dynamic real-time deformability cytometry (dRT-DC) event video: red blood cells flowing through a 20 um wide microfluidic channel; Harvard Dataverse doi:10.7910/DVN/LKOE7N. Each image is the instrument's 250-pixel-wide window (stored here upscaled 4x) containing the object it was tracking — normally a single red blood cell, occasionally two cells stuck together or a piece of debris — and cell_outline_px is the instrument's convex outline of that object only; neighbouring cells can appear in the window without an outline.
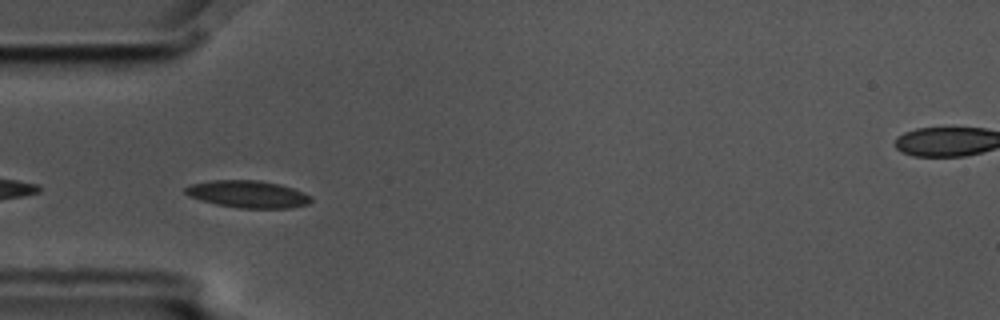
{"species": "common noctule bat (a hibernating species)", "species_latin": "Nyctalus noctula", "temperature_condition": "cold", "stored_images_in_passage": 7, "camera_frame_rate_fps": 3000, "um_per_image_px": 0.085, "animal": {"sex": "male", "body_mass_g": 17.5, "forearm_length_mm": 52.3}, "frame": {"image": 1, "passage_image": 6, "time_ms": 1.667, "image_size_px": [1000, 320], "cell_outline_px": [[312, 200], [308, 204], [292, 208], [240, 208], [216, 204], [188, 196], [184, 192], [184, 188], [192, 184], [212, 180], [256, 180], [280, 184], [304, 192], [312, 196]], "centroid_in_image_um": [21.09, 16.5], "position_along_channel_um": 63.9, "area_um2": 19.94}}